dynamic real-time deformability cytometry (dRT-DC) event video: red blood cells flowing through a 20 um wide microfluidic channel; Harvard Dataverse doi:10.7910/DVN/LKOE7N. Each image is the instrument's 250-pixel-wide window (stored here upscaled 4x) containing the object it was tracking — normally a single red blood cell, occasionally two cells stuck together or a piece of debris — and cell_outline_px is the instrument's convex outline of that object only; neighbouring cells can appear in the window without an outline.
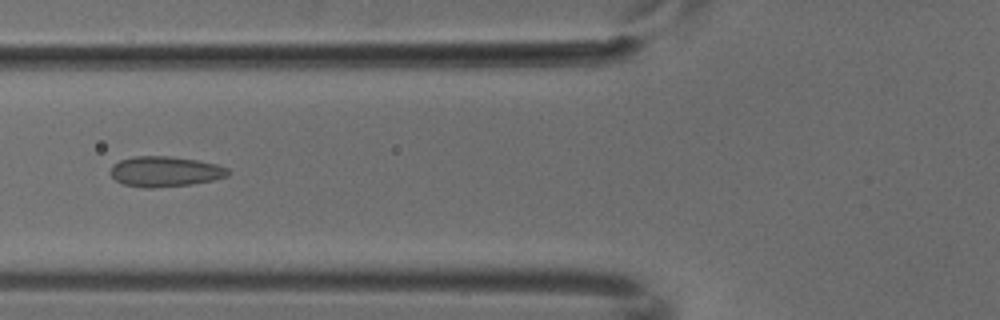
{"species": "common noctule bat (a hibernating species)", "species_latin": "Nyctalus noctula", "temperature_condition": "cold", "stored_images_in_passage": 6, "camera_frame_rate_fps": 3000, "um_per_image_px": 0.085, "animal": {"sex": "male", "body_mass_g": 18.8}, "frame": {"image": 1, "passage_image": 6, "time_ms": 1.667, "image_size_px": [1000, 320], "cell_outline_px": [[228, 176], [212, 180], [192, 184], [152, 188], [144, 188], [124, 184], [116, 180], [108, 172], [112, 164], [120, 160], [132, 156], [168, 156], [196, 160], [216, 164], [228, 168]], "centroid_in_image_um": [13.98, 14.58], "position_along_channel_um": 111.8, "area_um2": 20.81}}